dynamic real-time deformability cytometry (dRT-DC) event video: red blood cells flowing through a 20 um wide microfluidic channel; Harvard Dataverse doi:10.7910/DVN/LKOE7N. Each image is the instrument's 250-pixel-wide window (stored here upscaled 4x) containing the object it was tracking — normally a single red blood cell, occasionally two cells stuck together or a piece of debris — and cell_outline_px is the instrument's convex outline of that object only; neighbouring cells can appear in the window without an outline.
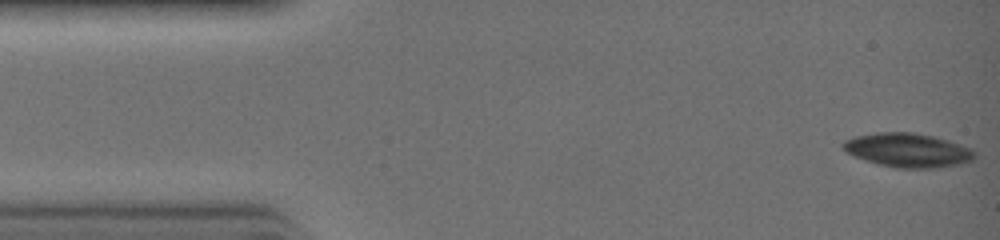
{"species": "common noctule bat (a hibernating species)", "species_latin": "Nyctalus noctula", "temperature_condition": "warm", "stored_images_in_passage": 9, "camera_frame_rate_fps": 3000, "um_per_image_px": 0.085, "animal": {"sex": "female", "body_mass_g": 19.0, "forearm_length_mm": 51.5}, "frame": {"image": 1, "passage_image": 1, "time_ms": 0.0, "image_size_px": [1000, 240], "cell_outline_px": [[976, 156], [972, 160], [960, 164], [932, 168], [900, 168], [880, 164], [864, 160], [844, 152], [840, 148], [840, 144], [844, 140], [856, 136], [876, 132], [912, 132], [932, 136], [948, 140], [960, 144], [976, 152]], "centroid_in_image_um": [77.11, 12.76], "position_along_channel_um": 7.9, "area_um2": 26.13}}
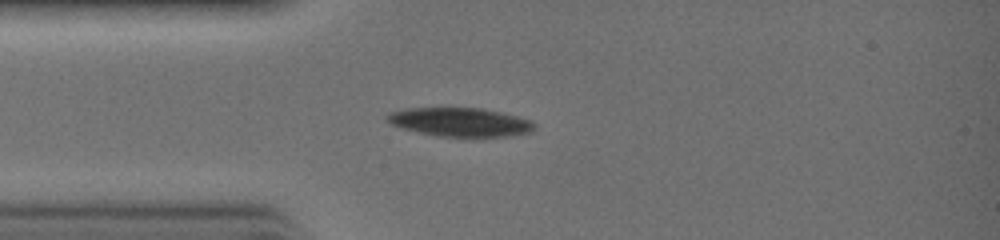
{"frame": {"image": 2, "passage_image": 8, "time_ms": 2.333, "image_size_px": [1000, 240], "cell_outline_px": [[536, 128], [532, 132], [508, 136], [436, 136], [404, 128], [392, 124], [384, 116], [388, 112], [408, 108], [480, 108], [500, 112], [532, 120], [536, 124]], "centroid_in_image_um": [39.14, 10.37], "position_along_channel_um": 45.9, "area_um2": 24.51}}